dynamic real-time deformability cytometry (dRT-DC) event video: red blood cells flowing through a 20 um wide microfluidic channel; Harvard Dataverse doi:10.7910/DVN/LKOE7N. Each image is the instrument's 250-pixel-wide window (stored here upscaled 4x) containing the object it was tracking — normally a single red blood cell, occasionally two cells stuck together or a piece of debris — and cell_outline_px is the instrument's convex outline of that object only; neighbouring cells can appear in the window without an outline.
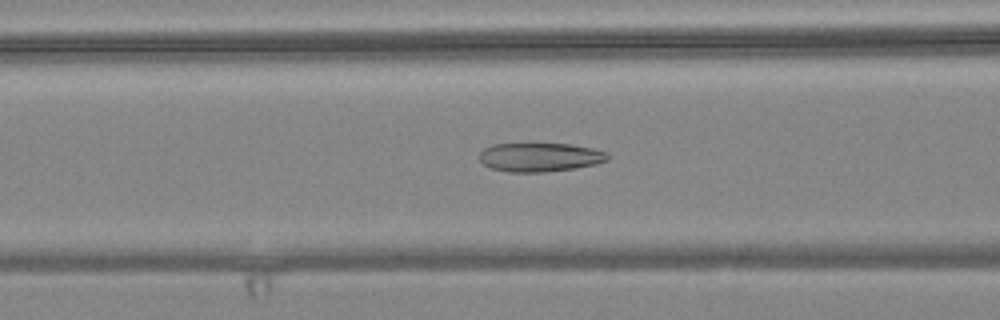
{"species": "common noctule bat (a hibernating species)", "species_latin": "Nyctalus noctula", "temperature_condition": "warm", "stored_images_in_passage": 57, "camera_frame_rate_fps": 3000, "um_per_image_px": 0.085, "animal": {"sex": "female", "body_mass_g": 24.6, "forearm_length_mm": 56.2}, "frame": {"image": 1, "passage_image": 23, "time_ms": 7.333, "image_size_px": [1000, 320], "cell_outline_px": [[608, 160], [596, 164], [576, 168], [544, 172], [508, 172], [488, 168], [480, 160], [480, 152], [484, 148], [492, 144], [568, 144], [592, 148], [608, 152]], "centroid_in_image_um": [45.88, 13.37], "position_along_channel_um": 120.7, "area_um2": 21.62}}
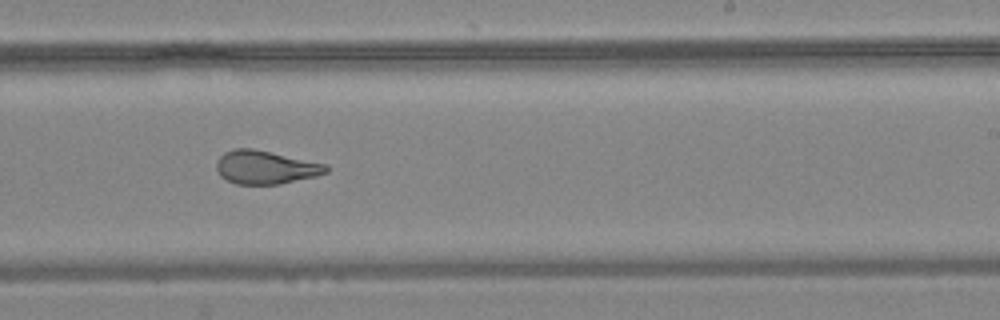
{"frame": {"image": 2, "passage_image": 35, "time_ms": 11.333, "image_size_px": [1000, 320], "cell_outline_px": [[328, 172], [316, 176], [280, 184], [236, 184], [220, 176], [216, 168], [216, 160], [224, 152], [232, 148], [252, 148], [328, 164]], "centroid_in_image_um": [22.56, 14.21], "position_along_channel_um": 266.4, "area_um2": 21.44}}
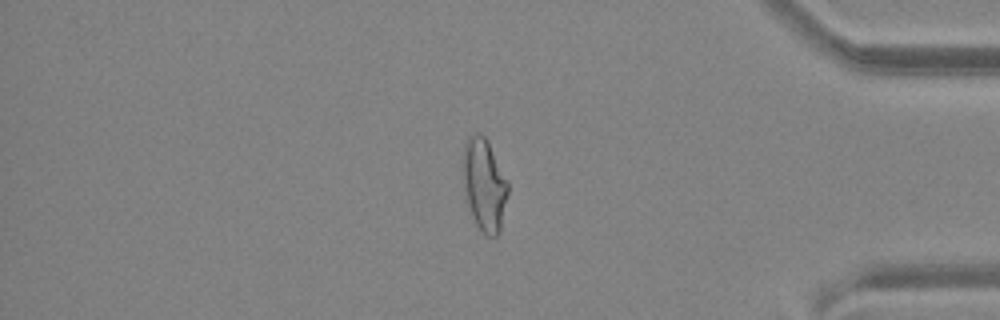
{"frame": {"image": 3, "passage_image": 48, "time_ms": 15.667, "image_size_px": [1000, 320], "cell_outline_px": [[508, 196], [500, 232], [496, 236], [488, 236], [476, 224], [472, 216], [464, 188], [460, 168], [464, 144], [468, 136], [472, 132], [480, 132], [488, 140], [508, 180]], "centroid_in_image_um": [41.15, 15.62], "position_along_channel_um": 394.1, "area_um2": 24.85}, "authors_computed_cell_mechanics": {"area_um2": 24.3916, "velocity_mm_per_s": 3.6443, "shape_relaxation_time_tau1_ms": null, "shape_relaxation_time_tau2_ms": 1.4326, "deformation_change_tau1": null, "deformation_change_tau2": 0.0859}}